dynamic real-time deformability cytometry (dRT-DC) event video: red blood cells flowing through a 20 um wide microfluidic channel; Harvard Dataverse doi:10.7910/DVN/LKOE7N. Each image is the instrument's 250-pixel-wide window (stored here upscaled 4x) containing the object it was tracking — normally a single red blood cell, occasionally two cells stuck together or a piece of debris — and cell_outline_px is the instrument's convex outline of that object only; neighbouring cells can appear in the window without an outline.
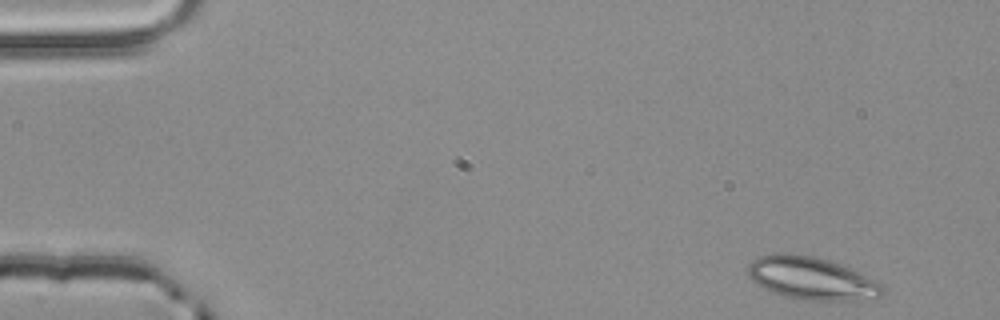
{"species": "common noctule bat (a hibernating species)", "species_latin": "Nyctalus noctula", "temperature_condition": "room temperature", "stored_images_in_passage": 4, "camera_frame_rate_fps": 3000, "um_per_image_px": 0.085, "animal": {"sex": "male", "body_mass_g": 20.4}, "frame": {"image": 1, "passage_image": 1, "time_ms": 0.0, "image_size_px": [1000, 320], "cell_outline_px": [[888, 288], [880, 296], [852, 300], [804, 300], [784, 296], [772, 292], [764, 288], [752, 280], [748, 276], [748, 264], [752, 260], [760, 256], [776, 252], [792, 252], [812, 256], [828, 260], [840, 264], [884, 284]], "centroid_in_image_um": [68.96, 23.64], "position_along_channel_um": 16.0, "area_um2": 33.58}}